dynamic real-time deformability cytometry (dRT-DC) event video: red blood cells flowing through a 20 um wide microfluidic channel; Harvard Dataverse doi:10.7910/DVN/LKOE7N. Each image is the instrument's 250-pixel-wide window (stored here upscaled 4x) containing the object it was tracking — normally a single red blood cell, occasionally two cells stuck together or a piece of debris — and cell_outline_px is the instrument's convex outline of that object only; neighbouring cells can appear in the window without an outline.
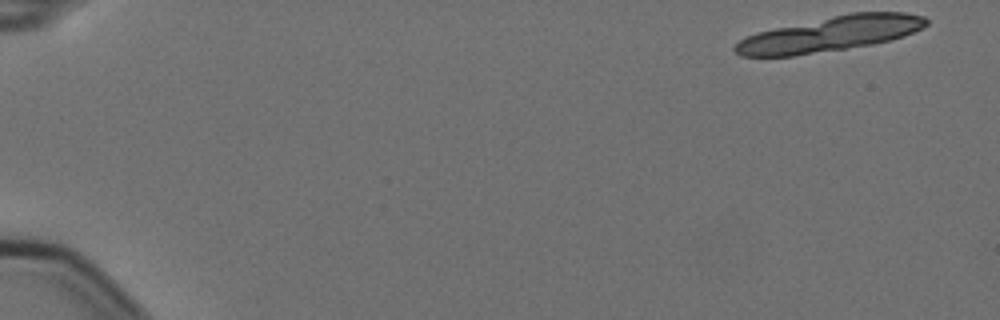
{"species": "Egyptian fruit bat (a non-hibernating species)", "species_latin": "Rousettus aegyptiacus", "temperature_condition": "cold", "stored_images_in_passage": 4, "camera_frame_rate_fps": 3000, "um_per_image_px": 0.085, "animal": {"sex": "female"}, "frame": {"image": 1, "passage_image": 1, "time_ms": 0.0, "image_size_px": [1000, 320], "cell_outline_px": [[928, 24], [924, 28], [904, 36], [892, 40], [872, 44], [792, 56], [740, 56], [732, 48], [740, 40], [756, 32], [852, 12], [904, 12], [924, 16], [928, 20]], "centroid_in_image_um": [70.62, 2.88], "position_along_channel_um": 14.4, "area_um2": 38.67}}